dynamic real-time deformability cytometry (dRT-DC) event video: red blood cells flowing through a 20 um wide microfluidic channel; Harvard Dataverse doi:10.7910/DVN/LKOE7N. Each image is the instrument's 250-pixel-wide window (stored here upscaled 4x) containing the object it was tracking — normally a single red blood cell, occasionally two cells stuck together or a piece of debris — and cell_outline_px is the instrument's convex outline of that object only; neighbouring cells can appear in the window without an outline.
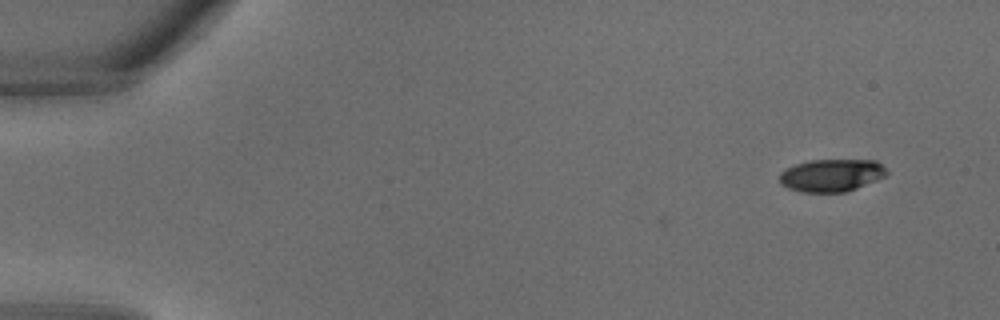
{"species": "common noctule bat (a hibernating species)", "species_latin": "Nyctalus noctula", "temperature_condition": "warm", "stored_images_in_passage": 3, "camera_frame_rate_fps": 3000, "um_per_image_px": 0.085, "animal": {"sex": "male", "body_mass_g": 18.8}, "frame": {"image": 1, "passage_image": 1, "time_ms": 0.0, "image_size_px": [1000, 320], "cell_outline_px": [[888, 172], [884, 176], [876, 180], [856, 188], [844, 192], [800, 192], [788, 188], [780, 184], [780, 172], [796, 164], [812, 160], [876, 160]], "centroid_in_image_um": [70.65, 14.9], "position_along_channel_um": 14.3, "area_um2": 20.11}}